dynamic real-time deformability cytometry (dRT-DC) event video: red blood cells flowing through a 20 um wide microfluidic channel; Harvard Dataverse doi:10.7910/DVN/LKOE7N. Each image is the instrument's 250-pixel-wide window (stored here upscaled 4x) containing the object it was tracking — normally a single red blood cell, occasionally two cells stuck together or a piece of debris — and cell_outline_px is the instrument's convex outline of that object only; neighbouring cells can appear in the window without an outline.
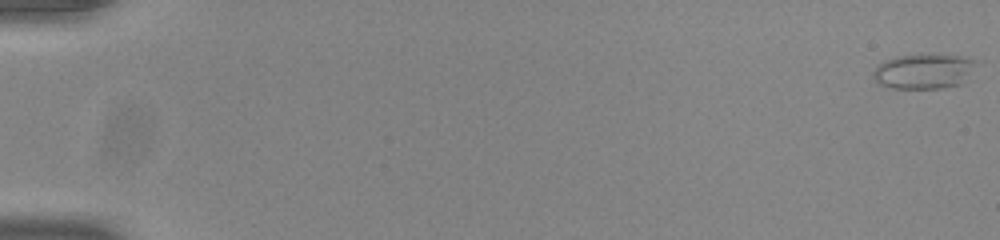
{"species": "common noctule bat (a hibernating species)", "species_latin": "Nyctalus noctula", "temperature_condition": "room temperature", "stored_images_in_passage": 55, "camera_frame_rate_fps": 3000, "um_per_image_px": 0.085, "animal": {"sex": "male", "body_mass_g": 20.0, "forearm_length_mm": 53.3}, "frame": {"image": 1, "passage_image": 1, "time_ms": 0.0, "image_size_px": [1000, 240], "cell_outline_px": [[976, 60], [960, 84], [940, 88], [888, 88], [880, 84], [872, 76], [872, 72], [876, 64], [884, 60], [896, 56], [920, 52], [960, 56]], "centroid_in_image_um": [78.39, 6.02], "position_along_channel_um": 6.6, "area_um2": 21.15}}
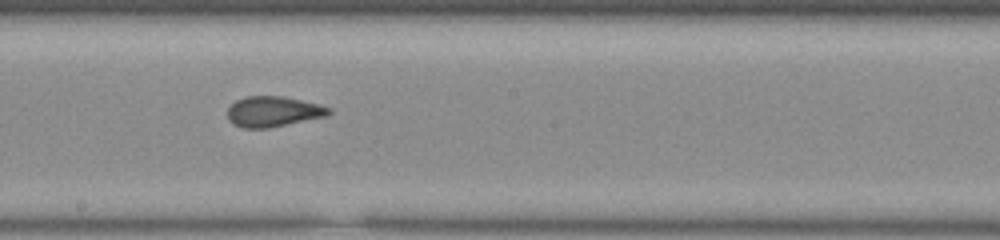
{"frame": {"image": 2, "passage_image": 32, "time_ms": 10.333, "image_size_px": [1000, 240], "cell_outline_px": [[332, 112], [328, 116], [268, 128], [244, 128], [232, 124], [228, 120], [228, 108], [236, 100], [244, 96], [284, 96], [320, 104], [332, 108]], "centroid_in_image_um": [23.25, 9.48], "position_along_channel_um": 225.0, "area_um2": 18.21}}
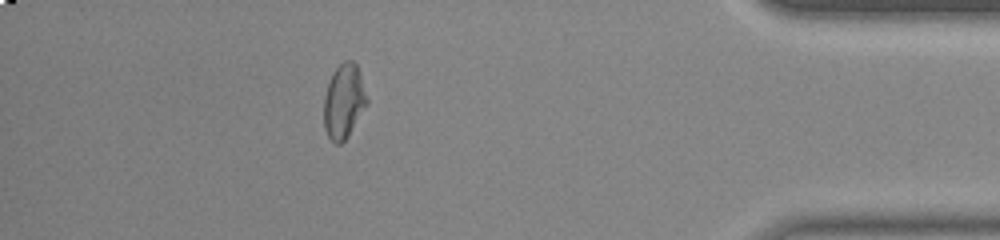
{"frame": {"image": 3, "passage_image": 49, "time_ms": 16.0, "image_size_px": [1000, 240], "cell_outline_px": [[368, 104], [348, 136], [340, 144], [336, 144], [328, 136], [324, 128], [324, 96], [332, 72], [344, 60], [352, 60], [356, 64], [360, 72], [368, 100]], "centroid_in_image_um": [29.23, 8.6], "position_along_channel_um": 406.0, "area_um2": 18.73}, "authors_computed_cell_mechanics": {"area_um2": 18.7272, "velocity_mm_per_s": 3.8956, "shape_relaxation_time_tau1_ms": null, "shape_relaxation_time_tau2_ms": 1.0596, "deformation_change_tau1": null, "deformation_change_tau2": 0.0609}}